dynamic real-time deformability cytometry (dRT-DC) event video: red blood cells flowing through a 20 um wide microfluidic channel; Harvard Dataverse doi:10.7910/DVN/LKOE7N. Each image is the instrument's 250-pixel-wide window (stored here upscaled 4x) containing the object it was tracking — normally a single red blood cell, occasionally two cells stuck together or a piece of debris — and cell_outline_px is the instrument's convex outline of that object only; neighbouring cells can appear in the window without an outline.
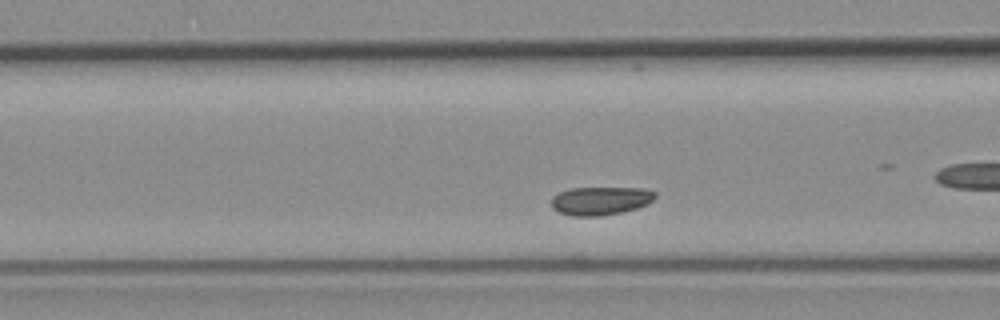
{"species": "common noctule bat (a hibernating species)", "species_latin": "Nyctalus noctula", "temperature_condition": "room temperature", "stored_images_in_passage": 45, "camera_frame_rate_fps": 3000, "um_per_image_px": 0.085, "animal": {"sex": "female", "body_mass_g": 19.3, "forearm_length_mm": 54.1}, "frame": {"image": 1, "passage_image": 7, "time_ms": 2.0, "image_size_px": [1000, 320], "cell_outline_px": [[656, 196], [648, 204], [636, 208], [604, 216], [572, 216], [556, 212], [552, 208], [552, 196], [560, 192], [572, 188], [644, 188], [656, 192]], "centroid_in_image_um": [51.03, 17.07], "position_along_channel_um": 115.6, "area_um2": 17.22}, "authors_computed_cell_mechanics": {"area_um2": 18.0914, "velocity_mm_per_s": 3.4549, "shape_relaxation_time_tau1_ms": 1.5742, "shape_relaxation_time_tau2_ms": null, "deformation_change_tau1": 0.0508, "deformation_change_tau2": null}}